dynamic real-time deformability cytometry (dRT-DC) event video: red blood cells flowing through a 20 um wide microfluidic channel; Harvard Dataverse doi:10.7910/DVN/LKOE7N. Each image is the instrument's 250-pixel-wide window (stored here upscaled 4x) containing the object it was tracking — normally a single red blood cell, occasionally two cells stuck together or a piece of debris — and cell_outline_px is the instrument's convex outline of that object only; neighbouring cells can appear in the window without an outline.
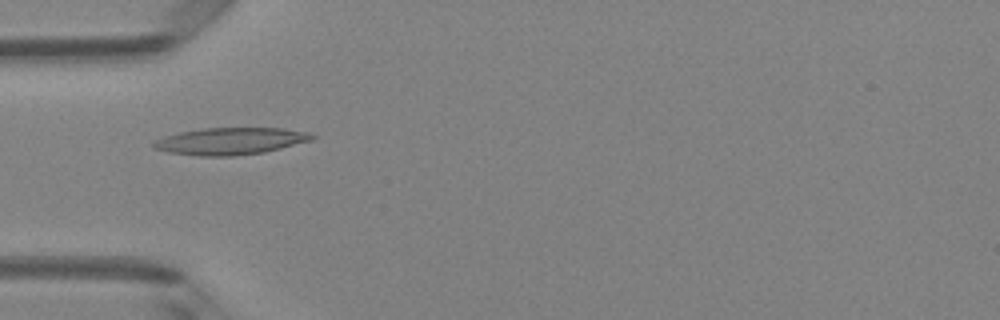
{"species": "Egyptian fruit bat (a non-hibernating species)", "species_latin": "Rousettus aegyptiacus", "temperature_condition": "room temperature", "stored_images_in_passage": 4, "camera_frame_rate_fps": 3000, "um_per_image_px": 0.085, "animal": {"sex": "female"}, "frame": {"image": 1, "passage_image": 4, "time_ms": 1.0, "image_size_px": [1000, 320], "cell_outline_px": [[316, 136], [312, 140], [264, 152], [232, 156], [200, 156], [168, 152], [152, 148], [152, 144], [156, 140], [164, 136], [180, 132], [204, 128], [284, 128], [308, 132]], "centroid_in_image_um": [19.57, 11.99], "position_along_channel_um": 65.4, "area_um2": 24.85}}